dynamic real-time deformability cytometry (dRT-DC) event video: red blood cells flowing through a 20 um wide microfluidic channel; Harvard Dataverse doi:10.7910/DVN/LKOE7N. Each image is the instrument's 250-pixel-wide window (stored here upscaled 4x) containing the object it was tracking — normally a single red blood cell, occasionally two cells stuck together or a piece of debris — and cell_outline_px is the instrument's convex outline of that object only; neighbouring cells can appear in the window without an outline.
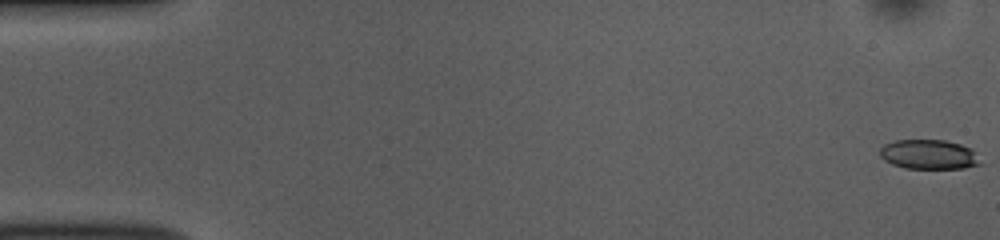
{"species": "common noctule bat (a hibernating species)", "species_latin": "Nyctalus noctula", "temperature_condition": "room temperature", "stored_images_in_passage": 53, "camera_frame_rate_fps": 3000, "um_per_image_px": 0.085, "animal": {"sex": "female", "body_mass_g": 10.0, "forearm_length_mm": 53.1}, "frame": {"image": 1, "passage_image": 1, "time_ms": 0.0, "image_size_px": [1000, 240], "cell_outline_px": [[980, 164], [964, 168], [904, 168], [892, 164], [884, 160], [880, 156], [880, 148], [884, 144], [896, 140], [944, 140], [960, 144], [972, 148]], "centroid_in_image_um": [78.91, 13.12], "position_along_channel_um": 6.1, "area_um2": 17.17}}
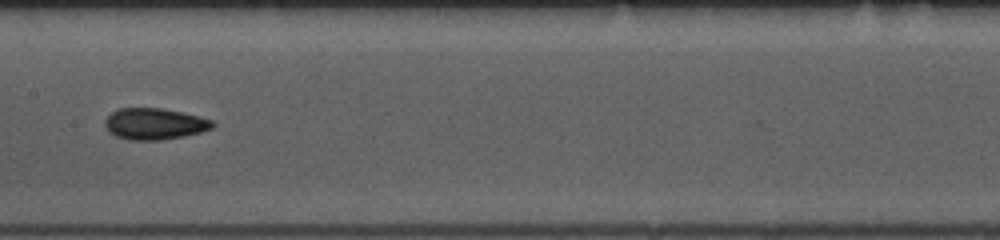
{"frame": {"image": 2, "passage_image": 27, "time_ms": 8.667, "image_size_px": [1000, 240], "cell_outline_px": [[216, 124], [212, 128], [200, 132], [184, 136], [160, 140], [128, 140], [116, 136], [108, 132], [104, 124], [104, 120], [112, 112], [120, 108], [160, 108], [184, 112], [212, 120]], "centroid_in_image_um": [13.12, 10.53], "position_along_channel_um": 194.3, "area_um2": 19.77}}
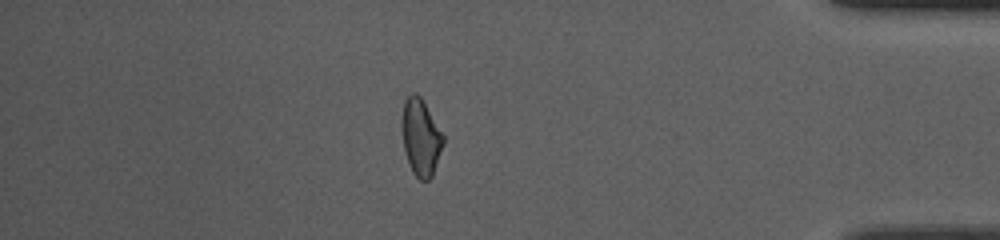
{"frame": {"image": 3, "passage_image": 46, "time_ms": 15.0, "image_size_px": [1000, 240], "cell_outline_px": [[444, 144], [432, 176], [428, 180], [420, 180], [412, 172], [408, 164], [404, 148], [400, 124], [400, 120], [404, 100], [412, 92], [416, 92], [420, 96], [444, 136]], "centroid_in_image_um": [35.74, 11.66], "position_along_channel_um": 399.5, "area_um2": 18.67}, "authors_computed_cell_mechanics": {"area_um2": 18.6694, "velocity_mm_per_s": 3.8216, "shape_relaxation_time_tau1_ms": 7.2356, "shape_relaxation_time_tau2_ms": 5.9102, "deformation_change_tau1": 0.1369, "deformation_change_tau2": 0.1084}}